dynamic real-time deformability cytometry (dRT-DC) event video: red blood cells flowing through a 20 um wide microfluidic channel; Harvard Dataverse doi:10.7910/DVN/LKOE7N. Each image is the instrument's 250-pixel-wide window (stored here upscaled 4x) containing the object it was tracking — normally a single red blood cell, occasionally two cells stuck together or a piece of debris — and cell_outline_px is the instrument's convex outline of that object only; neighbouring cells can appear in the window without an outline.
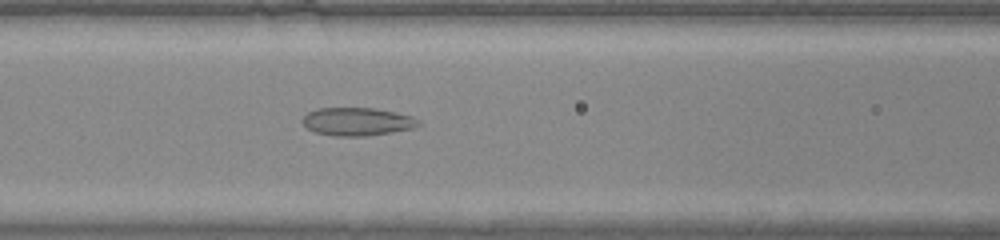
{"species": "common noctule bat (a hibernating species)", "species_latin": "Nyctalus noctula", "temperature_condition": "warm", "stored_images_in_passage": 35, "camera_frame_rate_fps": 3000, "um_per_image_px": 0.085, "animal": {"sex": "male", "body_mass_g": 20.0, "forearm_length_mm": 53.3}, "frame": {"image": 1, "passage_image": 9, "time_ms": 2.667, "image_size_px": [1000, 240], "cell_outline_px": [[420, 124], [416, 128], [368, 136], [332, 136], [316, 132], [308, 128], [304, 124], [304, 116], [308, 112], [316, 108], [372, 108], [396, 112], [412, 116]], "centroid_in_image_um": [30.38, 10.34], "position_along_channel_um": 136.2, "area_um2": 18.9}}
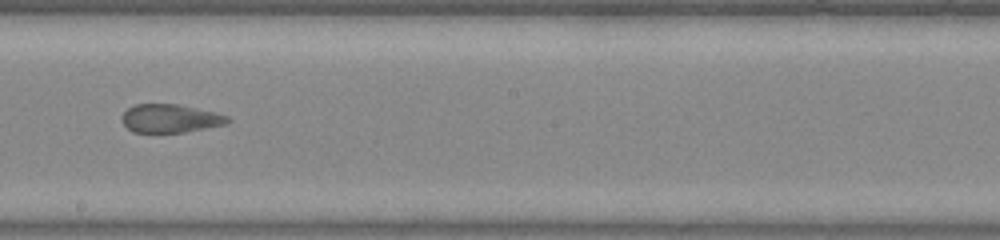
{"frame": {"image": 2, "passage_image": 16, "time_ms": 5.0, "image_size_px": [1000, 240], "cell_outline_px": [[232, 120], [228, 124], [184, 132], [132, 132], [124, 124], [124, 112], [128, 108], [136, 104], [176, 104], [216, 112], [228, 116]], "centroid_in_image_um": [14.53, 10.07], "position_along_channel_um": 233.7, "area_um2": 17.34}}
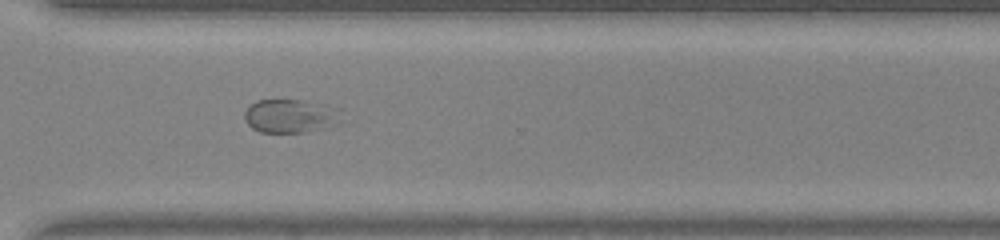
{"frame": {"image": 3, "passage_image": 24, "time_ms": 7.667, "image_size_px": [1000, 240], "cell_outline_px": [[332, 124], [328, 128], [304, 132], [260, 132], [252, 128], [244, 120], [244, 112], [256, 100], [300, 100], [320, 112]], "centroid_in_image_um": [24.18, 9.93], "position_along_channel_um": 346.4, "area_um2": 16.3}}